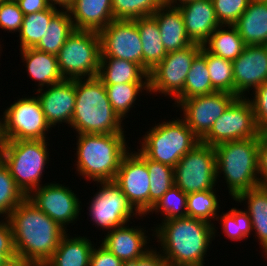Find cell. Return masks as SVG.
Masks as SVG:
<instances>
[{
  "label": "cell",
  "instance_id": "50",
  "mask_svg": "<svg viewBox=\"0 0 267 266\" xmlns=\"http://www.w3.org/2000/svg\"><path fill=\"white\" fill-rule=\"evenodd\" d=\"M31 261L24 259L23 257L15 256L4 262L2 266H28Z\"/></svg>",
  "mask_w": 267,
  "mask_h": 266
},
{
  "label": "cell",
  "instance_id": "18",
  "mask_svg": "<svg viewBox=\"0 0 267 266\" xmlns=\"http://www.w3.org/2000/svg\"><path fill=\"white\" fill-rule=\"evenodd\" d=\"M232 63L237 97H247L249 91L267 82V45H246Z\"/></svg>",
  "mask_w": 267,
  "mask_h": 266
},
{
  "label": "cell",
  "instance_id": "33",
  "mask_svg": "<svg viewBox=\"0 0 267 266\" xmlns=\"http://www.w3.org/2000/svg\"><path fill=\"white\" fill-rule=\"evenodd\" d=\"M107 97L114 112L123 121L128 118L131 108H135V103L140 94L149 93V83H124L105 85Z\"/></svg>",
  "mask_w": 267,
  "mask_h": 266
},
{
  "label": "cell",
  "instance_id": "16",
  "mask_svg": "<svg viewBox=\"0 0 267 266\" xmlns=\"http://www.w3.org/2000/svg\"><path fill=\"white\" fill-rule=\"evenodd\" d=\"M237 98L224 91L195 96L181 100L175 107L183 111L180 115L194 135L201 141L210 131L215 121L227 107Z\"/></svg>",
  "mask_w": 267,
  "mask_h": 266
},
{
  "label": "cell",
  "instance_id": "44",
  "mask_svg": "<svg viewBox=\"0 0 267 266\" xmlns=\"http://www.w3.org/2000/svg\"><path fill=\"white\" fill-rule=\"evenodd\" d=\"M251 93L252 98L247 97V99L252 105L257 128L260 132L267 131V82Z\"/></svg>",
  "mask_w": 267,
  "mask_h": 266
},
{
  "label": "cell",
  "instance_id": "9",
  "mask_svg": "<svg viewBox=\"0 0 267 266\" xmlns=\"http://www.w3.org/2000/svg\"><path fill=\"white\" fill-rule=\"evenodd\" d=\"M6 108L0 119L3 141L49 139L46 136L52 128L35 95L22 96Z\"/></svg>",
  "mask_w": 267,
  "mask_h": 266
},
{
  "label": "cell",
  "instance_id": "28",
  "mask_svg": "<svg viewBox=\"0 0 267 266\" xmlns=\"http://www.w3.org/2000/svg\"><path fill=\"white\" fill-rule=\"evenodd\" d=\"M143 49V69L149 74L167 55L156 19L151 16L135 19Z\"/></svg>",
  "mask_w": 267,
  "mask_h": 266
},
{
  "label": "cell",
  "instance_id": "48",
  "mask_svg": "<svg viewBox=\"0 0 267 266\" xmlns=\"http://www.w3.org/2000/svg\"><path fill=\"white\" fill-rule=\"evenodd\" d=\"M127 266H169L163 255L157 250L156 246L149 250L144 256L135 259Z\"/></svg>",
  "mask_w": 267,
  "mask_h": 266
},
{
  "label": "cell",
  "instance_id": "40",
  "mask_svg": "<svg viewBox=\"0 0 267 266\" xmlns=\"http://www.w3.org/2000/svg\"><path fill=\"white\" fill-rule=\"evenodd\" d=\"M25 198L26 196L17 187L9 169L0 159V217L8 219L10 213Z\"/></svg>",
  "mask_w": 267,
  "mask_h": 266
},
{
  "label": "cell",
  "instance_id": "20",
  "mask_svg": "<svg viewBox=\"0 0 267 266\" xmlns=\"http://www.w3.org/2000/svg\"><path fill=\"white\" fill-rule=\"evenodd\" d=\"M144 229L146 227L125 224L107 232L104 238L97 243L102 244L127 265L144 256L153 248V246L148 245V243H151L149 240L151 238L147 235L148 231Z\"/></svg>",
  "mask_w": 267,
  "mask_h": 266
},
{
  "label": "cell",
  "instance_id": "5",
  "mask_svg": "<svg viewBox=\"0 0 267 266\" xmlns=\"http://www.w3.org/2000/svg\"><path fill=\"white\" fill-rule=\"evenodd\" d=\"M258 139L259 137L228 141L214 147L217 182L223 177L233 200L242 192L260 186Z\"/></svg>",
  "mask_w": 267,
  "mask_h": 266
},
{
  "label": "cell",
  "instance_id": "25",
  "mask_svg": "<svg viewBox=\"0 0 267 266\" xmlns=\"http://www.w3.org/2000/svg\"><path fill=\"white\" fill-rule=\"evenodd\" d=\"M234 26L245 45H267V0H250Z\"/></svg>",
  "mask_w": 267,
  "mask_h": 266
},
{
  "label": "cell",
  "instance_id": "32",
  "mask_svg": "<svg viewBox=\"0 0 267 266\" xmlns=\"http://www.w3.org/2000/svg\"><path fill=\"white\" fill-rule=\"evenodd\" d=\"M75 31L69 10H59L50 20L36 49L57 55L67 38Z\"/></svg>",
  "mask_w": 267,
  "mask_h": 266
},
{
  "label": "cell",
  "instance_id": "15",
  "mask_svg": "<svg viewBox=\"0 0 267 266\" xmlns=\"http://www.w3.org/2000/svg\"><path fill=\"white\" fill-rule=\"evenodd\" d=\"M74 192L69 186L54 181L39 186L27 198L68 232L67 227L76 223L82 210V201Z\"/></svg>",
  "mask_w": 267,
  "mask_h": 266
},
{
  "label": "cell",
  "instance_id": "3",
  "mask_svg": "<svg viewBox=\"0 0 267 266\" xmlns=\"http://www.w3.org/2000/svg\"><path fill=\"white\" fill-rule=\"evenodd\" d=\"M83 80V81H82ZM76 102L70 128L76 134L125 133L114 112L106 87L98 77L75 79Z\"/></svg>",
  "mask_w": 267,
  "mask_h": 266
},
{
  "label": "cell",
  "instance_id": "55",
  "mask_svg": "<svg viewBox=\"0 0 267 266\" xmlns=\"http://www.w3.org/2000/svg\"><path fill=\"white\" fill-rule=\"evenodd\" d=\"M5 261L6 259L0 254V266H2Z\"/></svg>",
  "mask_w": 267,
  "mask_h": 266
},
{
  "label": "cell",
  "instance_id": "14",
  "mask_svg": "<svg viewBox=\"0 0 267 266\" xmlns=\"http://www.w3.org/2000/svg\"><path fill=\"white\" fill-rule=\"evenodd\" d=\"M126 195L133 208L141 215L150 211V177L146 156L139 150L128 151L122 158L113 180Z\"/></svg>",
  "mask_w": 267,
  "mask_h": 266
},
{
  "label": "cell",
  "instance_id": "31",
  "mask_svg": "<svg viewBox=\"0 0 267 266\" xmlns=\"http://www.w3.org/2000/svg\"><path fill=\"white\" fill-rule=\"evenodd\" d=\"M214 92L216 90L212 87L205 59V49L202 47L192 61L184 83L183 93L174 101V105L176 106L181 100Z\"/></svg>",
  "mask_w": 267,
  "mask_h": 266
},
{
  "label": "cell",
  "instance_id": "6",
  "mask_svg": "<svg viewBox=\"0 0 267 266\" xmlns=\"http://www.w3.org/2000/svg\"><path fill=\"white\" fill-rule=\"evenodd\" d=\"M48 140L3 141L0 159L26 197L43 185L44 169L50 162Z\"/></svg>",
  "mask_w": 267,
  "mask_h": 266
},
{
  "label": "cell",
  "instance_id": "12",
  "mask_svg": "<svg viewBox=\"0 0 267 266\" xmlns=\"http://www.w3.org/2000/svg\"><path fill=\"white\" fill-rule=\"evenodd\" d=\"M201 48V44L193 43L186 48L167 53L166 57L149 72L148 94H163L164 97L169 96L168 98L175 101L183 93L192 61Z\"/></svg>",
  "mask_w": 267,
  "mask_h": 266
},
{
  "label": "cell",
  "instance_id": "11",
  "mask_svg": "<svg viewBox=\"0 0 267 266\" xmlns=\"http://www.w3.org/2000/svg\"><path fill=\"white\" fill-rule=\"evenodd\" d=\"M174 185L186 194L216 189L215 148L200 141L187 152L174 167Z\"/></svg>",
  "mask_w": 267,
  "mask_h": 266
},
{
  "label": "cell",
  "instance_id": "43",
  "mask_svg": "<svg viewBox=\"0 0 267 266\" xmlns=\"http://www.w3.org/2000/svg\"><path fill=\"white\" fill-rule=\"evenodd\" d=\"M24 14L16 1L0 3V28L8 33H19L22 27Z\"/></svg>",
  "mask_w": 267,
  "mask_h": 266
},
{
  "label": "cell",
  "instance_id": "27",
  "mask_svg": "<svg viewBox=\"0 0 267 266\" xmlns=\"http://www.w3.org/2000/svg\"><path fill=\"white\" fill-rule=\"evenodd\" d=\"M234 201L246 204L244 210L251 219L256 241L258 239L257 242L264 251L267 249V186L260 185L242 192Z\"/></svg>",
  "mask_w": 267,
  "mask_h": 266
},
{
  "label": "cell",
  "instance_id": "51",
  "mask_svg": "<svg viewBox=\"0 0 267 266\" xmlns=\"http://www.w3.org/2000/svg\"><path fill=\"white\" fill-rule=\"evenodd\" d=\"M48 2L53 7H60L61 10H68L74 3V0H48Z\"/></svg>",
  "mask_w": 267,
  "mask_h": 266
},
{
  "label": "cell",
  "instance_id": "30",
  "mask_svg": "<svg viewBox=\"0 0 267 266\" xmlns=\"http://www.w3.org/2000/svg\"><path fill=\"white\" fill-rule=\"evenodd\" d=\"M245 46L234 25H220L202 44L207 52L232 62L240 56Z\"/></svg>",
  "mask_w": 267,
  "mask_h": 266
},
{
  "label": "cell",
  "instance_id": "38",
  "mask_svg": "<svg viewBox=\"0 0 267 266\" xmlns=\"http://www.w3.org/2000/svg\"><path fill=\"white\" fill-rule=\"evenodd\" d=\"M205 59L212 87L234 95L233 63L205 50Z\"/></svg>",
  "mask_w": 267,
  "mask_h": 266
},
{
  "label": "cell",
  "instance_id": "21",
  "mask_svg": "<svg viewBox=\"0 0 267 266\" xmlns=\"http://www.w3.org/2000/svg\"><path fill=\"white\" fill-rule=\"evenodd\" d=\"M182 14L185 30L193 43L203 44L221 24L212 0H195L177 6Z\"/></svg>",
  "mask_w": 267,
  "mask_h": 266
},
{
  "label": "cell",
  "instance_id": "46",
  "mask_svg": "<svg viewBox=\"0 0 267 266\" xmlns=\"http://www.w3.org/2000/svg\"><path fill=\"white\" fill-rule=\"evenodd\" d=\"M96 244L90 255L89 266H127L123 261L108 251L102 244Z\"/></svg>",
  "mask_w": 267,
  "mask_h": 266
},
{
  "label": "cell",
  "instance_id": "49",
  "mask_svg": "<svg viewBox=\"0 0 267 266\" xmlns=\"http://www.w3.org/2000/svg\"><path fill=\"white\" fill-rule=\"evenodd\" d=\"M16 2L24 15L40 12L51 7L48 0H17Z\"/></svg>",
  "mask_w": 267,
  "mask_h": 266
},
{
  "label": "cell",
  "instance_id": "10",
  "mask_svg": "<svg viewBox=\"0 0 267 266\" xmlns=\"http://www.w3.org/2000/svg\"><path fill=\"white\" fill-rule=\"evenodd\" d=\"M94 184L100 185L99 190L91 197L87 208L88 215L93 221L92 225L99 227V230L102 228V231L110 232L114 228L128 224L133 217L139 220L144 217L133 208L114 181H95Z\"/></svg>",
  "mask_w": 267,
  "mask_h": 266
},
{
  "label": "cell",
  "instance_id": "41",
  "mask_svg": "<svg viewBox=\"0 0 267 266\" xmlns=\"http://www.w3.org/2000/svg\"><path fill=\"white\" fill-rule=\"evenodd\" d=\"M165 0H112L114 19L134 20L153 15Z\"/></svg>",
  "mask_w": 267,
  "mask_h": 266
},
{
  "label": "cell",
  "instance_id": "23",
  "mask_svg": "<svg viewBox=\"0 0 267 266\" xmlns=\"http://www.w3.org/2000/svg\"><path fill=\"white\" fill-rule=\"evenodd\" d=\"M76 30L101 31L112 20V0H74L68 9Z\"/></svg>",
  "mask_w": 267,
  "mask_h": 266
},
{
  "label": "cell",
  "instance_id": "42",
  "mask_svg": "<svg viewBox=\"0 0 267 266\" xmlns=\"http://www.w3.org/2000/svg\"><path fill=\"white\" fill-rule=\"evenodd\" d=\"M221 25H234L246 10L250 0H212Z\"/></svg>",
  "mask_w": 267,
  "mask_h": 266
},
{
  "label": "cell",
  "instance_id": "36",
  "mask_svg": "<svg viewBox=\"0 0 267 266\" xmlns=\"http://www.w3.org/2000/svg\"><path fill=\"white\" fill-rule=\"evenodd\" d=\"M218 214L216 221H219L222 227V233L232 241L248 240L252 230L251 219L248 213L243 209L232 207L230 211ZM220 215V216H219Z\"/></svg>",
  "mask_w": 267,
  "mask_h": 266
},
{
  "label": "cell",
  "instance_id": "19",
  "mask_svg": "<svg viewBox=\"0 0 267 266\" xmlns=\"http://www.w3.org/2000/svg\"><path fill=\"white\" fill-rule=\"evenodd\" d=\"M46 88L37 90L35 95L47 123L54 129L63 123L70 127L76 102L75 79H64Z\"/></svg>",
  "mask_w": 267,
  "mask_h": 266
},
{
  "label": "cell",
  "instance_id": "22",
  "mask_svg": "<svg viewBox=\"0 0 267 266\" xmlns=\"http://www.w3.org/2000/svg\"><path fill=\"white\" fill-rule=\"evenodd\" d=\"M152 16L157 21L161 40L167 53L193 44L186 33L183 17L177 6L165 2Z\"/></svg>",
  "mask_w": 267,
  "mask_h": 266
},
{
  "label": "cell",
  "instance_id": "47",
  "mask_svg": "<svg viewBox=\"0 0 267 266\" xmlns=\"http://www.w3.org/2000/svg\"><path fill=\"white\" fill-rule=\"evenodd\" d=\"M258 178L261 186H267V131L260 132L258 139Z\"/></svg>",
  "mask_w": 267,
  "mask_h": 266
},
{
  "label": "cell",
  "instance_id": "39",
  "mask_svg": "<svg viewBox=\"0 0 267 266\" xmlns=\"http://www.w3.org/2000/svg\"><path fill=\"white\" fill-rule=\"evenodd\" d=\"M159 215L162 221L174 218L187 217V194L179 187L172 186L149 211Z\"/></svg>",
  "mask_w": 267,
  "mask_h": 266
},
{
  "label": "cell",
  "instance_id": "57",
  "mask_svg": "<svg viewBox=\"0 0 267 266\" xmlns=\"http://www.w3.org/2000/svg\"><path fill=\"white\" fill-rule=\"evenodd\" d=\"M1 43V42H0ZM2 45L0 44V56H1V53H2ZM1 58V57H0Z\"/></svg>",
  "mask_w": 267,
  "mask_h": 266
},
{
  "label": "cell",
  "instance_id": "34",
  "mask_svg": "<svg viewBox=\"0 0 267 266\" xmlns=\"http://www.w3.org/2000/svg\"><path fill=\"white\" fill-rule=\"evenodd\" d=\"M60 8L51 6L49 9L24 15L19 32L20 49L35 48L44 36L51 18Z\"/></svg>",
  "mask_w": 267,
  "mask_h": 266
},
{
  "label": "cell",
  "instance_id": "35",
  "mask_svg": "<svg viewBox=\"0 0 267 266\" xmlns=\"http://www.w3.org/2000/svg\"><path fill=\"white\" fill-rule=\"evenodd\" d=\"M216 191L218 188L187 194V216L216 223L213 221H216L221 206Z\"/></svg>",
  "mask_w": 267,
  "mask_h": 266
},
{
  "label": "cell",
  "instance_id": "1",
  "mask_svg": "<svg viewBox=\"0 0 267 266\" xmlns=\"http://www.w3.org/2000/svg\"><path fill=\"white\" fill-rule=\"evenodd\" d=\"M158 224L151 235L169 266H204L212 240L220 236L217 224L188 216Z\"/></svg>",
  "mask_w": 267,
  "mask_h": 266
},
{
  "label": "cell",
  "instance_id": "7",
  "mask_svg": "<svg viewBox=\"0 0 267 266\" xmlns=\"http://www.w3.org/2000/svg\"><path fill=\"white\" fill-rule=\"evenodd\" d=\"M176 118V119H175ZM155 123L141 137L139 150L148 158L175 167L200 140L180 117ZM173 119V120H172Z\"/></svg>",
  "mask_w": 267,
  "mask_h": 266
},
{
  "label": "cell",
  "instance_id": "52",
  "mask_svg": "<svg viewBox=\"0 0 267 266\" xmlns=\"http://www.w3.org/2000/svg\"><path fill=\"white\" fill-rule=\"evenodd\" d=\"M190 1H195V0H165L167 4H170L173 6H180Z\"/></svg>",
  "mask_w": 267,
  "mask_h": 266
},
{
  "label": "cell",
  "instance_id": "37",
  "mask_svg": "<svg viewBox=\"0 0 267 266\" xmlns=\"http://www.w3.org/2000/svg\"><path fill=\"white\" fill-rule=\"evenodd\" d=\"M150 177V210L174 186V168L146 157Z\"/></svg>",
  "mask_w": 267,
  "mask_h": 266
},
{
  "label": "cell",
  "instance_id": "4",
  "mask_svg": "<svg viewBox=\"0 0 267 266\" xmlns=\"http://www.w3.org/2000/svg\"><path fill=\"white\" fill-rule=\"evenodd\" d=\"M124 134H75L77 174L91 182L113 181L123 156L131 149Z\"/></svg>",
  "mask_w": 267,
  "mask_h": 266
},
{
  "label": "cell",
  "instance_id": "17",
  "mask_svg": "<svg viewBox=\"0 0 267 266\" xmlns=\"http://www.w3.org/2000/svg\"><path fill=\"white\" fill-rule=\"evenodd\" d=\"M98 33L100 58L123 59L143 68V49L135 19H114Z\"/></svg>",
  "mask_w": 267,
  "mask_h": 266
},
{
  "label": "cell",
  "instance_id": "56",
  "mask_svg": "<svg viewBox=\"0 0 267 266\" xmlns=\"http://www.w3.org/2000/svg\"><path fill=\"white\" fill-rule=\"evenodd\" d=\"M262 253H263L262 256L264 255L263 257L267 259V249H265Z\"/></svg>",
  "mask_w": 267,
  "mask_h": 266
},
{
  "label": "cell",
  "instance_id": "13",
  "mask_svg": "<svg viewBox=\"0 0 267 266\" xmlns=\"http://www.w3.org/2000/svg\"><path fill=\"white\" fill-rule=\"evenodd\" d=\"M259 134L250 101L247 97H237L201 142L215 147L228 141L259 137Z\"/></svg>",
  "mask_w": 267,
  "mask_h": 266
},
{
  "label": "cell",
  "instance_id": "8",
  "mask_svg": "<svg viewBox=\"0 0 267 266\" xmlns=\"http://www.w3.org/2000/svg\"><path fill=\"white\" fill-rule=\"evenodd\" d=\"M56 56L64 79L97 77L101 56L99 33L75 29Z\"/></svg>",
  "mask_w": 267,
  "mask_h": 266
},
{
  "label": "cell",
  "instance_id": "24",
  "mask_svg": "<svg viewBox=\"0 0 267 266\" xmlns=\"http://www.w3.org/2000/svg\"><path fill=\"white\" fill-rule=\"evenodd\" d=\"M19 51L22 62L26 65L27 76L31 77L38 87L35 91L64 80L58 68L56 55L36 48H24Z\"/></svg>",
  "mask_w": 267,
  "mask_h": 266
},
{
  "label": "cell",
  "instance_id": "53",
  "mask_svg": "<svg viewBox=\"0 0 267 266\" xmlns=\"http://www.w3.org/2000/svg\"><path fill=\"white\" fill-rule=\"evenodd\" d=\"M28 266H48L47 263L44 262H31Z\"/></svg>",
  "mask_w": 267,
  "mask_h": 266
},
{
  "label": "cell",
  "instance_id": "54",
  "mask_svg": "<svg viewBox=\"0 0 267 266\" xmlns=\"http://www.w3.org/2000/svg\"><path fill=\"white\" fill-rule=\"evenodd\" d=\"M2 144H3V139H2V134H1V120H0V156H1V151H2Z\"/></svg>",
  "mask_w": 267,
  "mask_h": 266
},
{
  "label": "cell",
  "instance_id": "29",
  "mask_svg": "<svg viewBox=\"0 0 267 266\" xmlns=\"http://www.w3.org/2000/svg\"><path fill=\"white\" fill-rule=\"evenodd\" d=\"M148 73L139 65L117 58H100L98 78L104 85L148 83Z\"/></svg>",
  "mask_w": 267,
  "mask_h": 266
},
{
  "label": "cell",
  "instance_id": "2",
  "mask_svg": "<svg viewBox=\"0 0 267 266\" xmlns=\"http://www.w3.org/2000/svg\"><path fill=\"white\" fill-rule=\"evenodd\" d=\"M17 256L46 263L67 232L26 197L9 215Z\"/></svg>",
  "mask_w": 267,
  "mask_h": 266
},
{
  "label": "cell",
  "instance_id": "26",
  "mask_svg": "<svg viewBox=\"0 0 267 266\" xmlns=\"http://www.w3.org/2000/svg\"><path fill=\"white\" fill-rule=\"evenodd\" d=\"M69 236L67 232L63 235L59 246L46 262L48 266H89L94 241L87 236Z\"/></svg>",
  "mask_w": 267,
  "mask_h": 266
},
{
  "label": "cell",
  "instance_id": "45",
  "mask_svg": "<svg viewBox=\"0 0 267 266\" xmlns=\"http://www.w3.org/2000/svg\"><path fill=\"white\" fill-rule=\"evenodd\" d=\"M0 254L6 259L17 256L12 228L8 219L0 218Z\"/></svg>",
  "mask_w": 267,
  "mask_h": 266
}]
</instances>
